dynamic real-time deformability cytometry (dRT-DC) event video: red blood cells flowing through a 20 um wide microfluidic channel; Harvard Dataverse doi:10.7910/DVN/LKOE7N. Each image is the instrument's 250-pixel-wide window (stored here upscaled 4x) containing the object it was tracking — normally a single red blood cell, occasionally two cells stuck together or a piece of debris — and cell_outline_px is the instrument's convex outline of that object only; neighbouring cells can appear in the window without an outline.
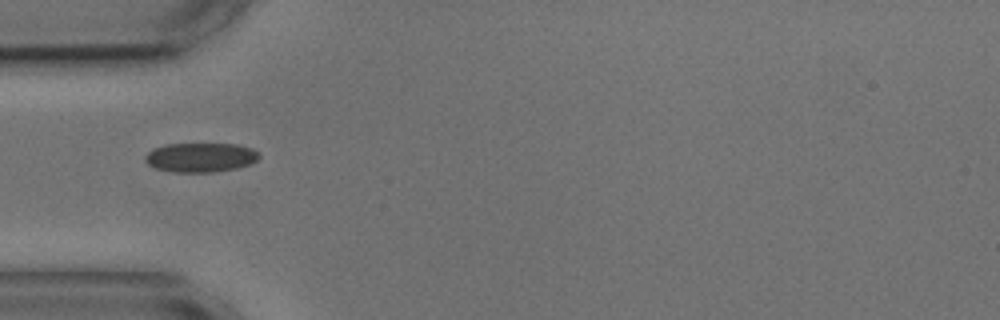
{"species": "common noctule bat (a hibernating species)", "species_latin": "Nyctalus noctula", "temperature_condition": "cold", "stored_images_in_passage": 1, "camera_frame_rate_fps": 3000, "um_per_image_px": 0.085, "animal": {"sex": "male", "body_mass_g": 17.9, "forearm_length_mm": 54.2}, "frame": {"image": 1, "passage_image": 1, "time_ms": 0.0, "image_size_px": [1000, 320], "cell_outline_px": [[260, 156], [256, 160], [248, 164], [236, 168], [212, 172], [176, 172], [156, 168], [148, 164], [144, 160], [144, 156], [152, 148], [164, 144], [236, 144], [252, 148], [260, 152]], "centroid_in_image_um": [17.03, 13.37], "position_along_channel_um": 68.0, "area_um2": 19.48}}